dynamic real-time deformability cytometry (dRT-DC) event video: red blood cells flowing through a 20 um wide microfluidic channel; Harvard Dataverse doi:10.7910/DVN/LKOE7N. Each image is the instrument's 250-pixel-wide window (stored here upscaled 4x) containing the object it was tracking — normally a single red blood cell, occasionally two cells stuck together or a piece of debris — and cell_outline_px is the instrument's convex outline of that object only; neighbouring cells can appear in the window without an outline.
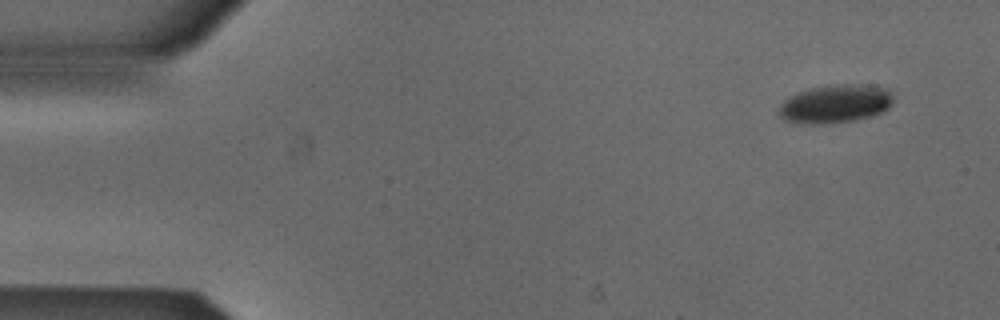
{"species": "Egyptian fruit bat (a non-hibernating species)", "species_latin": "Rousettus aegyptiacus", "temperature_condition": "cold", "stored_images_in_passage": 4, "camera_frame_rate_fps": 3000, "um_per_image_px": 0.085, "animal": {"sex": "male"}, "frame": {"image": 1, "passage_image": 1, "time_ms": 0.0, "image_size_px": [1000, 320], "cell_outline_px": [[896, 100], [884, 112], [872, 116], [852, 120], [820, 124], [812, 124], [784, 120], [780, 116], [780, 104], [788, 96], [812, 88], [828, 84], [868, 84], [888, 88], [892, 92]], "centroid_in_image_um": [71.09, 8.8], "position_along_channel_um": 13.9, "area_um2": 25.84}}
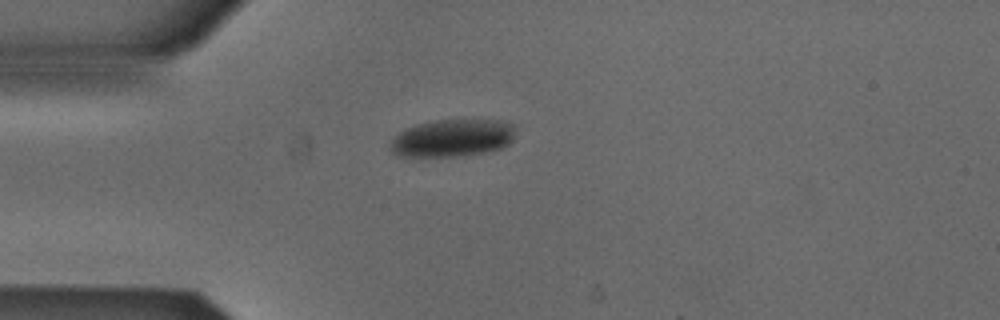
{"frame": {"image": 2, "passage_image": 3, "time_ms": 0.667, "image_size_px": [1000, 320], "cell_outline_px": [[512, 140], [508, 144], [500, 148], [484, 152], [456, 156], [396, 156], [388, 148], [392, 140], [404, 128], [416, 124], [436, 120], [496, 120], [512, 124]], "centroid_in_image_um": [38.38, 11.73], "position_along_channel_um": 46.6, "area_um2": 26.99}}